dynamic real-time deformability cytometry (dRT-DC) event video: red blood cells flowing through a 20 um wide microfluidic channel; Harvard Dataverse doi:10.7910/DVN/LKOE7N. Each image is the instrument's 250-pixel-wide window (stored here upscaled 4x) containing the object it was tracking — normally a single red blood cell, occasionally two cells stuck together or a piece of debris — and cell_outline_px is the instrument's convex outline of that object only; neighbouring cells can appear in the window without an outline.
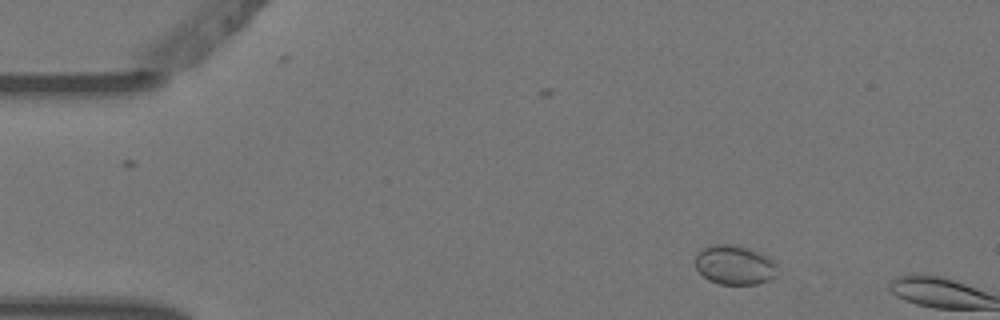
{"species": "Egyptian fruit bat (a non-hibernating species)", "species_latin": "Rousettus aegyptiacus", "temperature_condition": "warm", "stored_images_in_passage": 3, "camera_frame_rate_fps": 3000, "um_per_image_px": 0.085, "animal": {"sex": "female"}, "frame": {"image": 1, "passage_image": 2, "time_ms": 0.333, "image_size_px": [1000, 320], "cell_outline_px": [[776, 276], [768, 280], [756, 284], [720, 284], [708, 280], [696, 268], [696, 256], [704, 248], [716, 244], [736, 244], [748, 248], [772, 260], [776, 264]], "centroid_in_image_um": [62.43, 22.53], "position_along_channel_um": 22.6, "area_um2": 18.5}}